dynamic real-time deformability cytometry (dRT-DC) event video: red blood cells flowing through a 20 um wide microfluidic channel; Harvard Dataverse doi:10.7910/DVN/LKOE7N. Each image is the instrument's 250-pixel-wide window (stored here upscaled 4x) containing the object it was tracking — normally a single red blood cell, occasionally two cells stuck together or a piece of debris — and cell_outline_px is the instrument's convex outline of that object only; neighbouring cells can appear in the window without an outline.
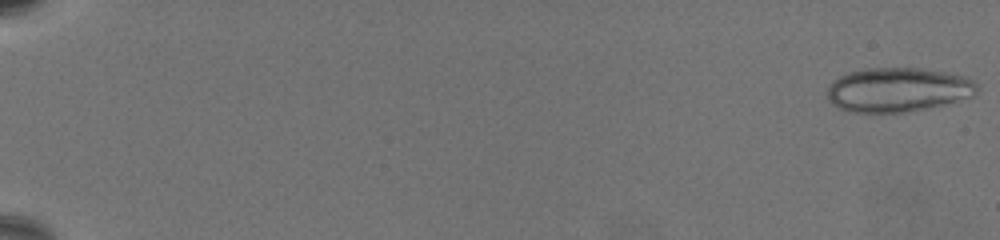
{"species": "common noctule bat (a hibernating species)", "species_latin": "Nyctalus noctula", "temperature_condition": "warm", "stored_images_in_passage": 28, "camera_frame_rate_fps": 3000, "um_per_image_px": 0.085, "animal": {"sex": "female", "body_mass_g": 19.5, "forearm_length_mm": 54.1}, "frame": {"image": 1, "passage_image": 1, "time_ms": 0.0, "image_size_px": [1000, 240], "cell_outline_px": [[976, 92], [972, 96], [944, 104], [928, 108], [904, 112], [848, 112], [832, 104], [828, 100], [828, 88], [840, 76], [848, 72], [868, 68], [920, 68], [944, 72], [964, 76], [972, 80], [976, 84]], "centroid_in_image_um": [76.3, 7.63], "position_along_channel_um": 8.7, "area_um2": 38.26}}